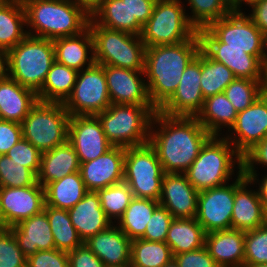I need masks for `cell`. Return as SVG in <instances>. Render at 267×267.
<instances>
[{"label":"cell","instance_id":"obj_44","mask_svg":"<svg viewBox=\"0 0 267 267\" xmlns=\"http://www.w3.org/2000/svg\"><path fill=\"white\" fill-rule=\"evenodd\" d=\"M244 267L267 264V223L254 230L245 231Z\"/></svg>","mask_w":267,"mask_h":267},{"label":"cell","instance_id":"obj_5","mask_svg":"<svg viewBox=\"0 0 267 267\" xmlns=\"http://www.w3.org/2000/svg\"><path fill=\"white\" fill-rule=\"evenodd\" d=\"M156 112L153 105L111 104L96 116L112 146L129 148L149 142Z\"/></svg>","mask_w":267,"mask_h":267},{"label":"cell","instance_id":"obj_39","mask_svg":"<svg viewBox=\"0 0 267 267\" xmlns=\"http://www.w3.org/2000/svg\"><path fill=\"white\" fill-rule=\"evenodd\" d=\"M233 72L223 63L211 59L201 49V91L204 99L222 93L235 79Z\"/></svg>","mask_w":267,"mask_h":267},{"label":"cell","instance_id":"obj_34","mask_svg":"<svg viewBox=\"0 0 267 267\" xmlns=\"http://www.w3.org/2000/svg\"><path fill=\"white\" fill-rule=\"evenodd\" d=\"M44 190L45 205L65 210L75 206L88 192L80 171L48 183Z\"/></svg>","mask_w":267,"mask_h":267},{"label":"cell","instance_id":"obj_20","mask_svg":"<svg viewBox=\"0 0 267 267\" xmlns=\"http://www.w3.org/2000/svg\"><path fill=\"white\" fill-rule=\"evenodd\" d=\"M104 74L112 104L152 105L141 77L144 71L104 65Z\"/></svg>","mask_w":267,"mask_h":267},{"label":"cell","instance_id":"obj_21","mask_svg":"<svg viewBox=\"0 0 267 267\" xmlns=\"http://www.w3.org/2000/svg\"><path fill=\"white\" fill-rule=\"evenodd\" d=\"M235 180V196L232 212V228L241 231L254 230L267 223V212L258 191L247 190L251 181L239 169Z\"/></svg>","mask_w":267,"mask_h":267},{"label":"cell","instance_id":"obj_8","mask_svg":"<svg viewBox=\"0 0 267 267\" xmlns=\"http://www.w3.org/2000/svg\"><path fill=\"white\" fill-rule=\"evenodd\" d=\"M70 115L63 103L38 101L20 123L22 137L41 153L68 141Z\"/></svg>","mask_w":267,"mask_h":267},{"label":"cell","instance_id":"obj_59","mask_svg":"<svg viewBox=\"0 0 267 267\" xmlns=\"http://www.w3.org/2000/svg\"><path fill=\"white\" fill-rule=\"evenodd\" d=\"M262 65L266 70L267 69V33L263 34Z\"/></svg>","mask_w":267,"mask_h":267},{"label":"cell","instance_id":"obj_14","mask_svg":"<svg viewBox=\"0 0 267 267\" xmlns=\"http://www.w3.org/2000/svg\"><path fill=\"white\" fill-rule=\"evenodd\" d=\"M201 49L213 60L223 63L236 78L258 80L262 83L265 68L262 62L244 49L223 48V43L206 27L198 30Z\"/></svg>","mask_w":267,"mask_h":267},{"label":"cell","instance_id":"obj_9","mask_svg":"<svg viewBox=\"0 0 267 267\" xmlns=\"http://www.w3.org/2000/svg\"><path fill=\"white\" fill-rule=\"evenodd\" d=\"M185 11L181 0H157L141 33L145 46L177 44L192 38L198 31Z\"/></svg>","mask_w":267,"mask_h":267},{"label":"cell","instance_id":"obj_45","mask_svg":"<svg viewBox=\"0 0 267 267\" xmlns=\"http://www.w3.org/2000/svg\"><path fill=\"white\" fill-rule=\"evenodd\" d=\"M26 262L11 229L0 231V267H26Z\"/></svg>","mask_w":267,"mask_h":267},{"label":"cell","instance_id":"obj_56","mask_svg":"<svg viewBox=\"0 0 267 267\" xmlns=\"http://www.w3.org/2000/svg\"><path fill=\"white\" fill-rule=\"evenodd\" d=\"M8 76L7 50L0 47V80Z\"/></svg>","mask_w":267,"mask_h":267},{"label":"cell","instance_id":"obj_30","mask_svg":"<svg viewBox=\"0 0 267 267\" xmlns=\"http://www.w3.org/2000/svg\"><path fill=\"white\" fill-rule=\"evenodd\" d=\"M26 13L20 0H0V47L9 50L26 36Z\"/></svg>","mask_w":267,"mask_h":267},{"label":"cell","instance_id":"obj_32","mask_svg":"<svg viewBox=\"0 0 267 267\" xmlns=\"http://www.w3.org/2000/svg\"><path fill=\"white\" fill-rule=\"evenodd\" d=\"M205 231L196 218H174L167 232L166 243L172 255L205 246Z\"/></svg>","mask_w":267,"mask_h":267},{"label":"cell","instance_id":"obj_19","mask_svg":"<svg viewBox=\"0 0 267 267\" xmlns=\"http://www.w3.org/2000/svg\"><path fill=\"white\" fill-rule=\"evenodd\" d=\"M124 159L125 148L112 146L98 158L80 163V174L87 191L97 192L122 182Z\"/></svg>","mask_w":267,"mask_h":267},{"label":"cell","instance_id":"obj_11","mask_svg":"<svg viewBox=\"0 0 267 267\" xmlns=\"http://www.w3.org/2000/svg\"><path fill=\"white\" fill-rule=\"evenodd\" d=\"M111 104L104 65L96 63L78 71L72 93L63 103L70 116H96Z\"/></svg>","mask_w":267,"mask_h":267},{"label":"cell","instance_id":"obj_13","mask_svg":"<svg viewBox=\"0 0 267 267\" xmlns=\"http://www.w3.org/2000/svg\"><path fill=\"white\" fill-rule=\"evenodd\" d=\"M234 196L235 182L199 192L196 220L206 234L232 228Z\"/></svg>","mask_w":267,"mask_h":267},{"label":"cell","instance_id":"obj_1","mask_svg":"<svg viewBox=\"0 0 267 267\" xmlns=\"http://www.w3.org/2000/svg\"><path fill=\"white\" fill-rule=\"evenodd\" d=\"M152 124H158L159 131H155ZM211 136L196 117L169 116L157 110L151 123L149 143L165 173H185Z\"/></svg>","mask_w":267,"mask_h":267},{"label":"cell","instance_id":"obj_55","mask_svg":"<svg viewBox=\"0 0 267 267\" xmlns=\"http://www.w3.org/2000/svg\"><path fill=\"white\" fill-rule=\"evenodd\" d=\"M81 7L89 16L102 4L104 0H70Z\"/></svg>","mask_w":267,"mask_h":267},{"label":"cell","instance_id":"obj_53","mask_svg":"<svg viewBox=\"0 0 267 267\" xmlns=\"http://www.w3.org/2000/svg\"><path fill=\"white\" fill-rule=\"evenodd\" d=\"M157 0H129L130 21L144 26L152 15Z\"/></svg>","mask_w":267,"mask_h":267},{"label":"cell","instance_id":"obj_33","mask_svg":"<svg viewBox=\"0 0 267 267\" xmlns=\"http://www.w3.org/2000/svg\"><path fill=\"white\" fill-rule=\"evenodd\" d=\"M237 115L238 112L222 92L204 99L196 118L211 135L220 136L223 126L229 131Z\"/></svg>","mask_w":267,"mask_h":267},{"label":"cell","instance_id":"obj_25","mask_svg":"<svg viewBox=\"0 0 267 267\" xmlns=\"http://www.w3.org/2000/svg\"><path fill=\"white\" fill-rule=\"evenodd\" d=\"M245 231L225 229L205 235V246L219 267H244Z\"/></svg>","mask_w":267,"mask_h":267},{"label":"cell","instance_id":"obj_36","mask_svg":"<svg viewBox=\"0 0 267 267\" xmlns=\"http://www.w3.org/2000/svg\"><path fill=\"white\" fill-rule=\"evenodd\" d=\"M158 205L159 202L152 199L133 197L123 215L118 219L117 227L131 240L141 238Z\"/></svg>","mask_w":267,"mask_h":267},{"label":"cell","instance_id":"obj_51","mask_svg":"<svg viewBox=\"0 0 267 267\" xmlns=\"http://www.w3.org/2000/svg\"><path fill=\"white\" fill-rule=\"evenodd\" d=\"M21 138L20 123L0 119V155H5Z\"/></svg>","mask_w":267,"mask_h":267},{"label":"cell","instance_id":"obj_52","mask_svg":"<svg viewBox=\"0 0 267 267\" xmlns=\"http://www.w3.org/2000/svg\"><path fill=\"white\" fill-rule=\"evenodd\" d=\"M68 264V267H105L85 244L68 252Z\"/></svg>","mask_w":267,"mask_h":267},{"label":"cell","instance_id":"obj_27","mask_svg":"<svg viewBox=\"0 0 267 267\" xmlns=\"http://www.w3.org/2000/svg\"><path fill=\"white\" fill-rule=\"evenodd\" d=\"M38 102L37 94L6 77L0 80V119L21 123Z\"/></svg>","mask_w":267,"mask_h":267},{"label":"cell","instance_id":"obj_17","mask_svg":"<svg viewBox=\"0 0 267 267\" xmlns=\"http://www.w3.org/2000/svg\"><path fill=\"white\" fill-rule=\"evenodd\" d=\"M230 128L234 130V139L231 134L225 138L240 156H243L267 137V99L261 94L251 106L238 113L235 123Z\"/></svg>","mask_w":267,"mask_h":267},{"label":"cell","instance_id":"obj_26","mask_svg":"<svg viewBox=\"0 0 267 267\" xmlns=\"http://www.w3.org/2000/svg\"><path fill=\"white\" fill-rule=\"evenodd\" d=\"M9 228L26 257L38 251L55 249L54 237L44 211Z\"/></svg>","mask_w":267,"mask_h":267},{"label":"cell","instance_id":"obj_38","mask_svg":"<svg viewBox=\"0 0 267 267\" xmlns=\"http://www.w3.org/2000/svg\"><path fill=\"white\" fill-rule=\"evenodd\" d=\"M173 259L170 246L166 242L146 241L141 238L131 242L133 267H163Z\"/></svg>","mask_w":267,"mask_h":267},{"label":"cell","instance_id":"obj_12","mask_svg":"<svg viewBox=\"0 0 267 267\" xmlns=\"http://www.w3.org/2000/svg\"><path fill=\"white\" fill-rule=\"evenodd\" d=\"M207 28L223 43V48L244 49L262 62L263 33L242 11L230 12Z\"/></svg>","mask_w":267,"mask_h":267},{"label":"cell","instance_id":"obj_62","mask_svg":"<svg viewBox=\"0 0 267 267\" xmlns=\"http://www.w3.org/2000/svg\"><path fill=\"white\" fill-rule=\"evenodd\" d=\"M163 267H178V264L175 262L174 259H172L169 263H167Z\"/></svg>","mask_w":267,"mask_h":267},{"label":"cell","instance_id":"obj_35","mask_svg":"<svg viewBox=\"0 0 267 267\" xmlns=\"http://www.w3.org/2000/svg\"><path fill=\"white\" fill-rule=\"evenodd\" d=\"M77 74V70L55 61L37 93L38 101L64 103L72 93Z\"/></svg>","mask_w":267,"mask_h":267},{"label":"cell","instance_id":"obj_24","mask_svg":"<svg viewBox=\"0 0 267 267\" xmlns=\"http://www.w3.org/2000/svg\"><path fill=\"white\" fill-rule=\"evenodd\" d=\"M72 225L82 241L107 229L113 222L101 208L97 192L88 191L84 197L68 210Z\"/></svg>","mask_w":267,"mask_h":267},{"label":"cell","instance_id":"obj_63","mask_svg":"<svg viewBox=\"0 0 267 267\" xmlns=\"http://www.w3.org/2000/svg\"><path fill=\"white\" fill-rule=\"evenodd\" d=\"M249 267H267V264H255V265H250Z\"/></svg>","mask_w":267,"mask_h":267},{"label":"cell","instance_id":"obj_40","mask_svg":"<svg viewBox=\"0 0 267 267\" xmlns=\"http://www.w3.org/2000/svg\"><path fill=\"white\" fill-rule=\"evenodd\" d=\"M188 5L193 13L192 17L187 15L188 20L197 31L231 12L228 0H188Z\"/></svg>","mask_w":267,"mask_h":267},{"label":"cell","instance_id":"obj_29","mask_svg":"<svg viewBox=\"0 0 267 267\" xmlns=\"http://www.w3.org/2000/svg\"><path fill=\"white\" fill-rule=\"evenodd\" d=\"M80 171V162L75 149L67 141L41 155L37 182L45 187L48 183Z\"/></svg>","mask_w":267,"mask_h":267},{"label":"cell","instance_id":"obj_49","mask_svg":"<svg viewBox=\"0 0 267 267\" xmlns=\"http://www.w3.org/2000/svg\"><path fill=\"white\" fill-rule=\"evenodd\" d=\"M68 252L52 249L27 257L26 267H68Z\"/></svg>","mask_w":267,"mask_h":267},{"label":"cell","instance_id":"obj_7","mask_svg":"<svg viewBox=\"0 0 267 267\" xmlns=\"http://www.w3.org/2000/svg\"><path fill=\"white\" fill-rule=\"evenodd\" d=\"M88 27L93 37L96 64L144 71L146 46L141 36L104 28L91 18Z\"/></svg>","mask_w":267,"mask_h":267},{"label":"cell","instance_id":"obj_48","mask_svg":"<svg viewBox=\"0 0 267 267\" xmlns=\"http://www.w3.org/2000/svg\"><path fill=\"white\" fill-rule=\"evenodd\" d=\"M257 164H262L267 166V137H265L262 141L255 144L249 151H247L242 156V172L245 176L251 181L253 184L257 179L258 175L254 168Z\"/></svg>","mask_w":267,"mask_h":267},{"label":"cell","instance_id":"obj_28","mask_svg":"<svg viewBox=\"0 0 267 267\" xmlns=\"http://www.w3.org/2000/svg\"><path fill=\"white\" fill-rule=\"evenodd\" d=\"M53 44L55 61L59 64L81 71L85 65L88 68L95 63L93 37L89 27L80 34L54 39ZM88 53L91 54L90 57Z\"/></svg>","mask_w":267,"mask_h":267},{"label":"cell","instance_id":"obj_47","mask_svg":"<svg viewBox=\"0 0 267 267\" xmlns=\"http://www.w3.org/2000/svg\"><path fill=\"white\" fill-rule=\"evenodd\" d=\"M6 155L12 160L29 168L36 176L40 170L42 153L29 141L21 138Z\"/></svg>","mask_w":267,"mask_h":267},{"label":"cell","instance_id":"obj_61","mask_svg":"<svg viewBox=\"0 0 267 267\" xmlns=\"http://www.w3.org/2000/svg\"><path fill=\"white\" fill-rule=\"evenodd\" d=\"M6 229H9V225L6 223L5 217L1 209V201H0V231Z\"/></svg>","mask_w":267,"mask_h":267},{"label":"cell","instance_id":"obj_18","mask_svg":"<svg viewBox=\"0 0 267 267\" xmlns=\"http://www.w3.org/2000/svg\"><path fill=\"white\" fill-rule=\"evenodd\" d=\"M1 209L9 227L44 210L45 190L36 182L28 187H0Z\"/></svg>","mask_w":267,"mask_h":267},{"label":"cell","instance_id":"obj_4","mask_svg":"<svg viewBox=\"0 0 267 267\" xmlns=\"http://www.w3.org/2000/svg\"><path fill=\"white\" fill-rule=\"evenodd\" d=\"M218 137L212 135L205 142L198 157L184 173L198 192L228 183L234 174L235 162L237 168L242 169V156L234 147L231 148V143L225 137Z\"/></svg>","mask_w":267,"mask_h":267},{"label":"cell","instance_id":"obj_60","mask_svg":"<svg viewBox=\"0 0 267 267\" xmlns=\"http://www.w3.org/2000/svg\"><path fill=\"white\" fill-rule=\"evenodd\" d=\"M261 94L267 99V69L264 71L261 83Z\"/></svg>","mask_w":267,"mask_h":267},{"label":"cell","instance_id":"obj_37","mask_svg":"<svg viewBox=\"0 0 267 267\" xmlns=\"http://www.w3.org/2000/svg\"><path fill=\"white\" fill-rule=\"evenodd\" d=\"M43 211L49 220L55 249L69 252L84 244L71 223L68 210L45 205Z\"/></svg>","mask_w":267,"mask_h":267},{"label":"cell","instance_id":"obj_15","mask_svg":"<svg viewBox=\"0 0 267 267\" xmlns=\"http://www.w3.org/2000/svg\"><path fill=\"white\" fill-rule=\"evenodd\" d=\"M200 78L201 50L185 68L172 97L158 111L169 116L196 117L204 103Z\"/></svg>","mask_w":267,"mask_h":267},{"label":"cell","instance_id":"obj_6","mask_svg":"<svg viewBox=\"0 0 267 267\" xmlns=\"http://www.w3.org/2000/svg\"><path fill=\"white\" fill-rule=\"evenodd\" d=\"M54 62L53 40L27 35L7 51L8 77L37 94Z\"/></svg>","mask_w":267,"mask_h":267},{"label":"cell","instance_id":"obj_3","mask_svg":"<svg viewBox=\"0 0 267 267\" xmlns=\"http://www.w3.org/2000/svg\"><path fill=\"white\" fill-rule=\"evenodd\" d=\"M27 35L45 39L80 34L88 27L90 16L70 0H23ZM34 31L36 34H34ZM33 33V34H32Z\"/></svg>","mask_w":267,"mask_h":267},{"label":"cell","instance_id":"obj_10","mask_svg":"<svg viewBox=\"0 0 267 267\" xmlns=\"http://www.w3.org/2000/svg\"><path fill=\"white\" fill-rule=\"evenodd\" d=\"M164 174L157 153L149 142L125 148L123 181L134 197L159 202Z\"/></svg>","mask_w":267,"mask_h":267},{"label":"cell","instance_id":"obj_23","mask_svg":"<svg viewBox=\"0 0 267 267\" xmlns=\"http://www.w3.org/2000/svg\"><path fill=\"white\" fill-rule=\"evenodd\" d=\"M131 242L118 227L107 229L89 237L84 244L105 264V267L130 265Z\"/></svg>","mask_w":267,"mask_h":267},{"label":"cell","instance_id":"obj_57","mask_svg":"<svg viewBox=\"0 0 267 267\" xmlns=\"http://www.w3.org/2000/svg\"><path fill=\"white\" fill-rule=\"evenodd\" d=\"M258 193L259 198L263 203V207L267 212V175L262 179L261 183H259Z\"/></svg>","mask_w":267,"mask_h":267},{"label":"cell","instance_id":"obj_58","mask_svg":"<svg viewBox=\"0 0 267 267\" xmlns=\"http://www.w3.org/2000/svg\"><path fill=\"white\" fill-rule=\"evenodd\" d=\"M259 1L260 0H228V4L231 12H241L240 7L242 2H246L245 4H248L251 7L253 4Z\"/></svg>","mask_w":267,"mask_h":267},{"label":"cell","instance_id":"obj_31","mask_svg":"<svg viewBox=\"0 0 267 267\" xmlns=\"http://www.w3.org/2000/svg\"><path fill=\"white\" fill-rule=\"evenodd\" d=\"M90 18L98 25L141 36L143 26L130 21L129 0H104Z\"/></svg>","mask_w":267,"mask_h":267},{"label":"cell","instance_id":"obj_41","mask_svg":"<svg viewBox=\"0 0 267 267\" xmlns=\"http://www.w3.org/2000/svg\"><path fill=\"white\" fill-rule=\"evenodd\" d=\"M97 193L100 197L101 208L111 221L112 218L119 219L123 215L134 197L124 181L100 189Z\"/></svg>","mask_w":267,"mask_h":267},{"label":"cell","instance_id":"obj_46","mask_svg":"<svg viewBox=\"0 0 267 267\" xmlns=\"http://www.w3.org/2000/svg\"><path fill=\"white\" fill-rule=\"evenodd\" d=\"M171 213L162 205H158L146 225L141 239L146 241L165 242L170 224L173 221Z\"/></svg>","mask_w":267,"mask_h":267},{"label":"cell","instance_id":"obj_22","mask_svg":"<svg viewBox=\"0 0 267 267\" xmlns=\"http://www.w3.org/2000/svg\"><path fill=\"white\" fill-rule=\"evenodd\" d=\"M198 194L184 173H165L159 204L173 218H196Z\"/></svg>","mask_w":267,"mask_h":267},{"label":"cell","instance_id":"obj_54","mask_svg":"<svg viewBox=\"0 0 267 267\" xmlns=\"http://www.w3.org/2000/svg\"><path fill=\"white\" fill-rule=\"evenodd\" d=\"M252 13L248 16L263 34L267 33V0H260L251 6Z\"/></svg>","mask_w":267,"mask_h":267},{"label":"cell","instance_id":"obj_2","mask_svg":"<svg viewBox=\"0 0 267 267\" xmlns=\"http://www.w3.org/2000/svg\"><path fill=\"white\" fill-rule=\"evenodd\" d=\"M201 50L198 32L177 44L146 47L144 76L151 104L159 110L174 94L188 64Z\"/></svg>","mask_w":267,"mask_h":267},{"label":"cell","instance_id":"obj_64","mask_svg":"<svg viewBox=\"0 0 267 267\" xmlns=\"http://www.w3.org/2000/svg\"><path fill=\"white\" fill-rule=\"evenodd\" d=\"M115 267H131V265H125V266H115Z\"/></svg>","mask_w":267,"mask_h":267},{"label":"cell","instance_id":"obj_50","mask_svg":"<svg viewBox=\"0 0 267 267\" xmlns=\"http://www.w3.org/2000/svg\"><path fill=\"white\" fill-rule=\"evenodd\" d=\"M178 267H219L206 246L173 256Z\"/></svg>","mask_w":267,"mask_h":267},{"label":"cell","instance_id":"obj_16","mask_svg":"<svg viewBox=\"0 0 267 267\" xmlns=\"http://www.w3.org/2000/svg\"><path fill=\"white\" fill-rule=\"evenodd\" d=\"M68 142L80 163L94 160L112 147L98 117L91 115L70 116Z\"/></svg>","mask_w":267,"mask_h":267},{"label":"cell","instance_id":"obj_43","mask_svg":"<svg viewBox=\"0 0 267 267\" xmlns=\"http://www.w3.org/2000/svg\"><path fill=\"white\" fill-rule=\"evenodd\" d=\"M36 182L37 176L29 168L0 155V187H28Z\"/></svg>","mask_w":267,"mask_h":267},{"label":"cell","instance_id":"obj_42","mask_svg":"<svg viewBox=\"0 0 267 267\" xmlns=\"http://www.w3.org/2000/svg\"><path fill=\"white\" fill-rule=\"evenodd\" d=\"M223 92L239 113L251 106L261 95V82L247 78H235Z\"/></svg>","mask_w":267,"mask_h":267}]
</instances>
